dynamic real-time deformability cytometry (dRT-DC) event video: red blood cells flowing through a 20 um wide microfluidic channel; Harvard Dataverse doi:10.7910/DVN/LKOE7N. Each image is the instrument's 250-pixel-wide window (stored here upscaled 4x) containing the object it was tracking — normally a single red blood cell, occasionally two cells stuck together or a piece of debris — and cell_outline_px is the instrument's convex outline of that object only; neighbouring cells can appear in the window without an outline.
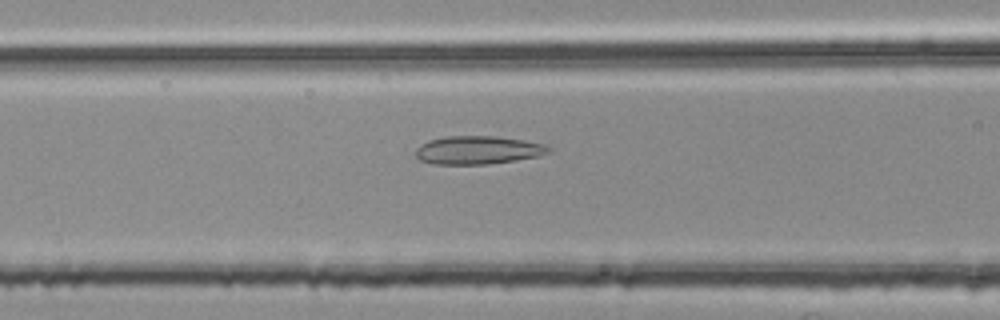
{"species": "common noctule bat (a hibernating species)", "species_latin": "Nyctalus noctula", "temperature_condition": "room temperature", "stored_images_in_passage": 40, "camera_frame_rate_fps": 3000, "um_per_image_px": 0.085, "animal": {"sex": "female", "body_mass_g": 25.1}, "frame": {"image": 1, "passage_image": 7, "time_ms": 2.0, "image_size_px": [1000, 320], "cell_outline_px": [[556, 148], [552, 152], [540, 156], [488, 164], [432, 164], [420, 160], [416, 156], [416, 148], [420, 144], [428, 140], [444, 136], [496, 136], [524, 140], [544, 144]], "centroid_in_image_um": [40.66, 12.75], "position_along_channel_um": 125.9, "area_um2": 22.2}}
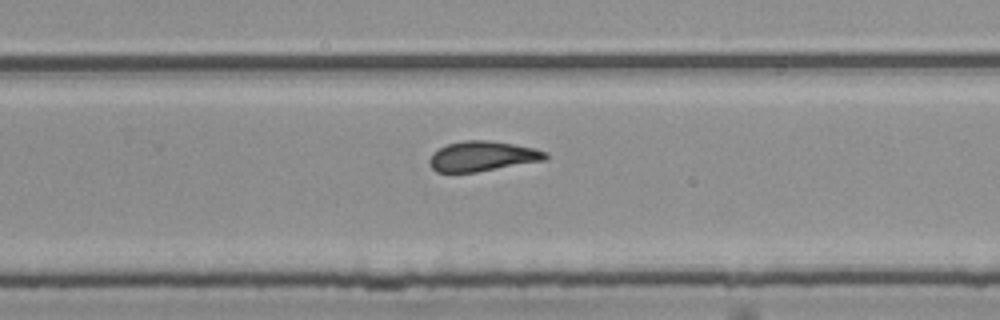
{"frame": {"image": 2, "passage_image": 20, "time_ms": 6.333, "image_size_px": [1000, 320], "cell_outline_px": [[548, 156], [544, 160], [476, 172], [436, 172], [428, 164], [428, 160], [432, 152], [448, 144], [464, 140], [488, 140], [512, 144], [532, 148], [548, 152]], "centroid_in_image_um": [40.95, 13.28], "position_along_channel_um": 288.8, "area_um2": 20.17}}
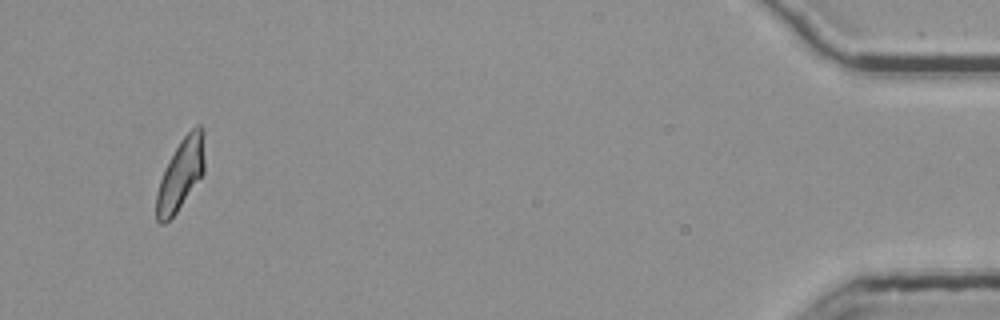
{"frame": {"image": 3, "passage_image": 37, "time_ms": 12.0, "image_size_px": [1000, 320], "cell_outline_px": [[204, 172], [176, 212], [164, 224], [160, 224], [156, 220], [156, 192], [160, 180], [180, 140], [196, 124], [200, 124], [204, 128]], "centroid_in_image_um": [15.37, 14.8], "position_along_channel_um": 419.8, "area_um2": 19.65}, "authors_computed_cell_mechanics": {"area_um2": 20.4323, "velocity_mm_per_s": 3.769, "shape_relaxation_time_tau1_ms": null, "shape_relaxation_time_tau2_ms": 2.2202, "deformation_change_tau1": null, "deformation_change_tau2": 0.1115}}